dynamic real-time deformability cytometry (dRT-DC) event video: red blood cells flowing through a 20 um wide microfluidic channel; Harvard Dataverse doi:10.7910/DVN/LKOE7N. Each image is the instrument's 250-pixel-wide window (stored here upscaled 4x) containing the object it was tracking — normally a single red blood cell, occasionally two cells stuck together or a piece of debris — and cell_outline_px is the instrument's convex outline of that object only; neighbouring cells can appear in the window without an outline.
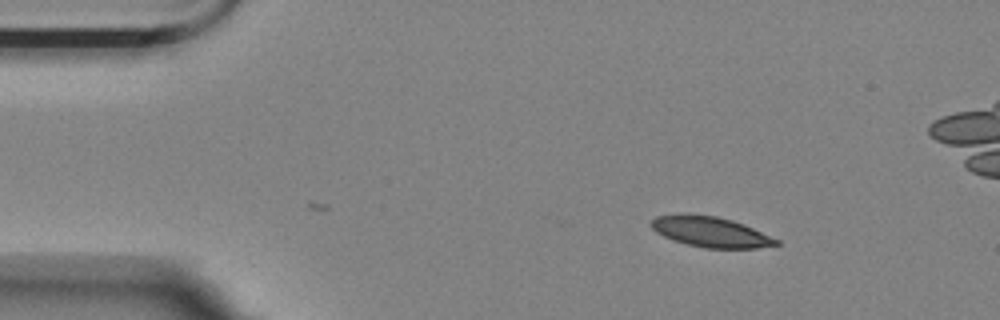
{"species": "Egyptian fruit bat (a non-hibernating species)", "species_latin": "Rousettus aegyptiacus", "temperature_condition": "room temperature", "stored_images_in_passage": 17, "camera_frame_rate_fps": 3000, "um_per_image_px": 0.085, "animal": {"sex": "female"}, "frame": {"image": 1, "passage_image": 1, "time_ms": 0.0, "image_size_px": [1000, 320], "cell_outline_px": [[780, 244], [756, 248], [704, 248], [672, 240], [656, 232], [648, 224], [656, 216], [680, 212], [688, 212], [716, 216], [732, 220], [744, 224], [780, 240]], "centroid_in_image_um": [60.35, 19.68], "position_along_channel_um": 24.6, "area_um2": 22.54}}
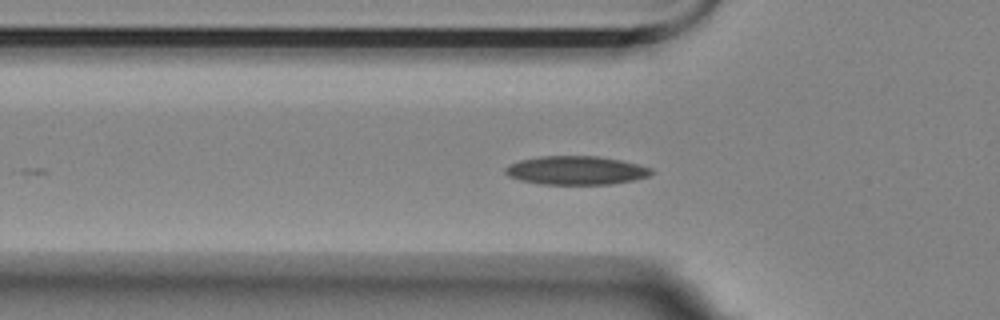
{"frame": {"image": 2, "passage_image": 11, "time_ms": 3.333, "image_size_px": [1000, 320], "cell_outline_px": [[652, 172], [648, 176], [632, 180], [612, 184], [540, 184], [520, 180], [508, 176], [504, 172], [504, 168], [508, 164], [520, 160], [540, 156], [596, 156], [620, 160], [652, 168]], "centroid_in_image_um": [48.91, 14.48], "position_along_channel_um": 76.9, "area_um2": 24.28}}